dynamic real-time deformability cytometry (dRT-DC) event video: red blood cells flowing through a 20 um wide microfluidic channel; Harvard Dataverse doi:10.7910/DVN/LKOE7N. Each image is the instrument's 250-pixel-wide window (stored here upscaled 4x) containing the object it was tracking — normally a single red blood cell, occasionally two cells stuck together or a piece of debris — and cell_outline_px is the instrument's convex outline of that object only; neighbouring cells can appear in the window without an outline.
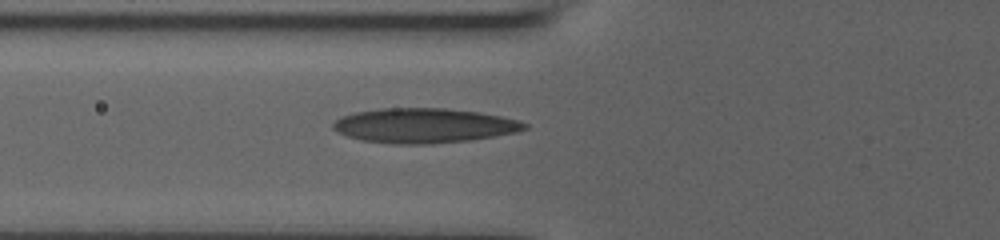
{"species": "human", "species_latin": "Homo sapiens", "temperature_condition": "room temperature", "stored_images_in_passage": 13, "camera_frame_rate_fps": 3000, "um_per_image_px": 0.085, "donor": {"sex": "male"}, "frame": {"image": 1, "passage_image": 2, "time_ms": 0.333, "image_size_px": [1000, 240], "cell_outline_px": [[528, 128], [516, 132], [468, 140], [432, 144], [396, 144], [360, 140], [348, 136], [332, 128], [332, 124], [336, 120], [344, 116], [356, 112], [380, 108], [444, 108], [480, 112], [520, 120], [528, 124]], "centroid_in_image_um": [36.06, 10.67], "position_along_channel_um": 89.7, "area_um2": 38.55}}
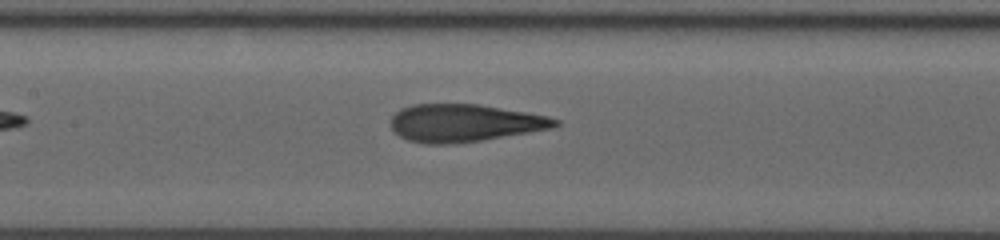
{"frame": {"image": 2, "passage_image": 8, "time_ms": 2.333, "image_size_px": [1000, 240], "cell_outline_px": [[560, 124], [552, 128], [456, 144], [424, 144], [408, 140], [392, 132], [392, 116], [400, 108], [412, 104], [480, 104], [548, 116], [560, 120]], "centroid_in_image_um": [39.44, 10.45], "position_along_channel_um": 168.0, "area_um2": 36.01}}
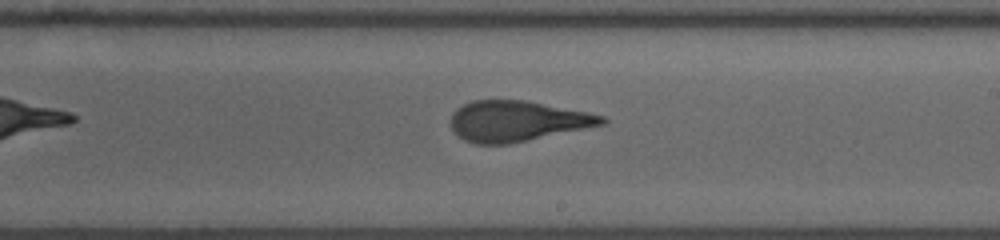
{"frame": {"image": 3, "passage_image": 13, "time_ms": 4.0, "image_size_px": [1000, 240], "cell_outline_px": [[608, 120], [604, 124], [508, 144], [476, 144], [464, 140], [452, 132], [452, 112], [456, 108], [472, 100], [524, 100], [588, 112], [604, 116]], "centroid_in_image_um": [43.92, 10.29], "position_along_channel_um": 245.1, "area_um2": 35.49}}